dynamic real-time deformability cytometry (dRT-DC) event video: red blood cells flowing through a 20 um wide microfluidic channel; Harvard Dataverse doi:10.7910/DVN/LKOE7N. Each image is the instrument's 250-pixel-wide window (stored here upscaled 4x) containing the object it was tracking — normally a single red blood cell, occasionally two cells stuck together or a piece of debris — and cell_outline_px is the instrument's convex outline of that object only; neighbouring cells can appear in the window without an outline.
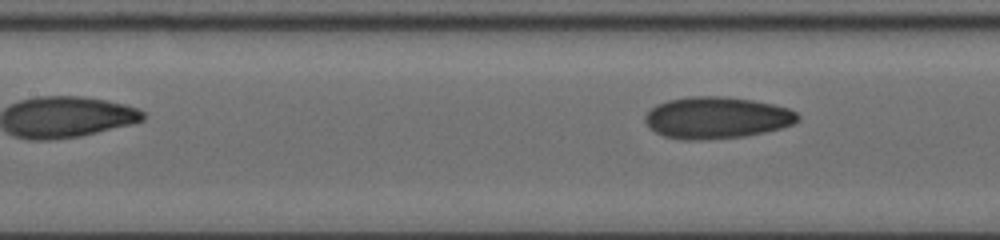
{"species": "human", "species_latin": "Homo sapiens", "temperature_condition": "cold", "stored_images_in_passage": 12, "segment_of_instrument_passage": [3, 3], "camera_frame_rate_fps": 3000, "um_per_image_px": 0.085, "donor": {"sex": "female"}, "frame": {"image": 1, "passage_image": 12, "time_ms": 9.333, "image_size_px": [1000, 240], "cell_outline_px": [[800, 120], [796, 124], [764, 132], [744, 136], [704, 140], [684, 140], [664, 136], [648, 128], [644, 120], [644, 116], [656, 104], [668, 100], [688, 96], [724, 96], [752, 100], [772, 104], [788, 108], [796, 112], [800, 116]], "centroid_in_image_um": [60.91, 10.01], "position_along_channel_um": 146.5, "area_um2": 37.4}}